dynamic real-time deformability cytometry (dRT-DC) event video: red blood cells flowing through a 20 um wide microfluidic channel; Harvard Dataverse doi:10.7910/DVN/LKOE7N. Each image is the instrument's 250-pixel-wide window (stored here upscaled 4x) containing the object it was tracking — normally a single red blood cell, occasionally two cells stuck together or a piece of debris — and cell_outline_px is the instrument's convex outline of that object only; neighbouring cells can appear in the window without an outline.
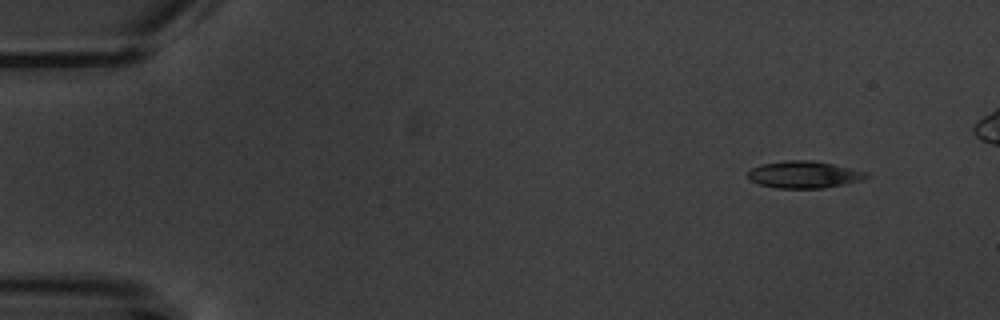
{"species": "common noctule bat (a hibernating species)", "species_latin": "Nyctalus noctula", "temperature_condition": "warm", "stored_images_in_passage": 5, "camera_frame_rate_fps": 3000, "um_per_image_px": 0.085, "animal": {"sex": "male", "body_mass_g": 20.1, "forearm_length_mm": 53.5}, "frame": {"image": 1, "passage_image": 1, "time_ms": 0.0, "image_size_px": [1000, 320], "cell_outline_px": [[868, 176], [860, 180], [844, 184], [824, 188], [776, 188], [760, 184], [748, 180], [748, 172], [752, 168], [760, 164], [784, 160], [816, 160], [868, 172]], "centroid_in_image_um": [68.31, 14.83], "position_along_channel_um": 16.7, "area_um2": 18.73}}